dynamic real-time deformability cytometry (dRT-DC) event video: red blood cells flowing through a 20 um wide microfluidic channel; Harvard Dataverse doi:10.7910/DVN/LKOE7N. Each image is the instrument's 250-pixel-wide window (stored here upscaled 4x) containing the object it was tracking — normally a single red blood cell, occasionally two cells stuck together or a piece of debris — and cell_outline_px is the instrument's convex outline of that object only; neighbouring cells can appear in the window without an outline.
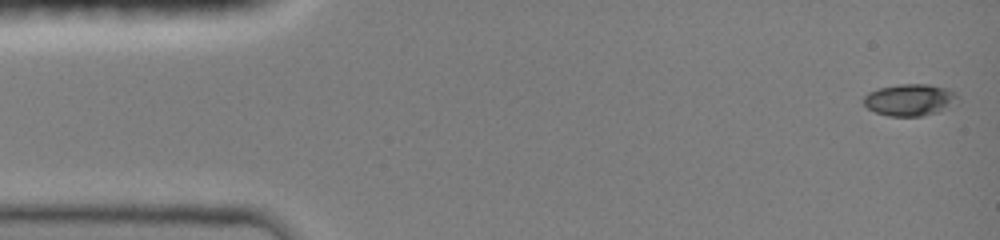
{"species": "common noctule bat (a hibernating species)", "species_latin": "Nyctalus noctula", "temperature_condition": "room temperature", "stored_images_in_passage": 47, "camera_frame_rate_fps": 3000, "um_per_image_px": 0.085, "animal": {"sex": "female", "body_mass_g": 19.0, "forearm_length_mm": 51.5}, "frame": {"image": 1, "passage_image": 1, "time_ms": 0.0, "image_size_px": [1000, 240], "cell_outline_px": [[960, 96], [940, 112], [920, 116], [888, 116], [876, 112], [868, 108], [860, 100], [868, 92], [880, 88], [900, 84], [928, 84], [948, 88], [956, 92]], "centroid_in_image_um": [77.31, 8.48], "position_along_channel_um": 7.7, "area_um2": 17.46}}
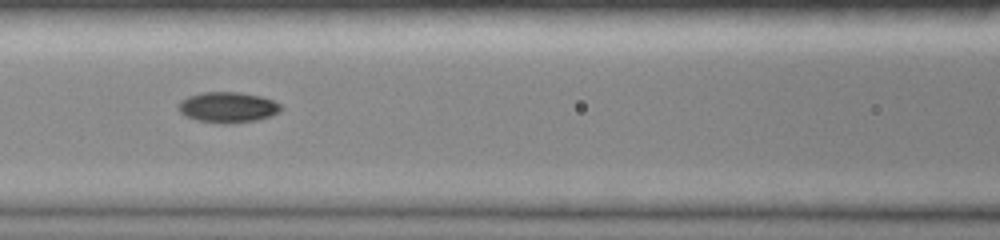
{"frame": {"image": 2, "passage_image": 20, "time_ms": 6.333, "image_size_px": [1000, 240], "cell_outline_px": [[284, 108], [280, 112], [256, 120], [232, 124], [224, 124], [196, 120], [180, 112], [176, 108], [180, 100], [188, 96], [200, 92], [240, 92], [260, 96], [272, 100], [280, 104]], "centroid_in_image_um": [19.34, 9.12], "position_along_channel_um": 147.3, "area_um2": 18.44}}
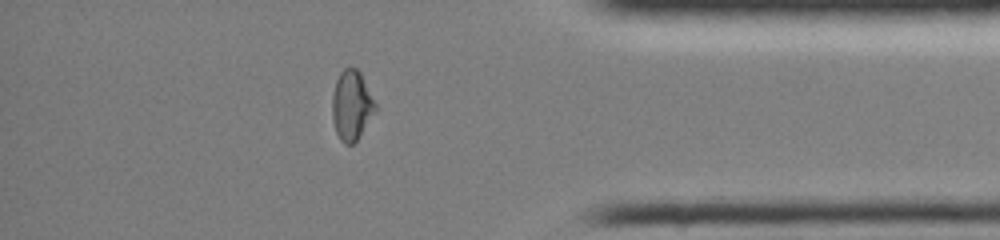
{"frame": {"image": 3, "passage_image": 40, "time_ms": 13.0, "image_size_px": [1000, 240], "cell_outline_px": [[376, 112], [356, 140], [352, 144], [344, 144], [340, 140], [336, 132], [332, 120], [332, 96], [336, 80], [340, 72], [344, 68], [356, 68], [360, 72], [376, 104]], "centroid_in_image_um": [29.87, 8.96], "position_along_channel_um": 405.3, "area_um2": 17.46}, "authors_computed_cell_mechanics": {"area_um2": 17.4556, "velocity_mm_per_s": 4.0752, "shape_relaxation_time_tau1_ms": 11.0258, "shape_relaxation_time_tau2_ms": 3.0202, "deformation_change_tau1": 0.3088, "deformation_change_tau2": 0.0512}}